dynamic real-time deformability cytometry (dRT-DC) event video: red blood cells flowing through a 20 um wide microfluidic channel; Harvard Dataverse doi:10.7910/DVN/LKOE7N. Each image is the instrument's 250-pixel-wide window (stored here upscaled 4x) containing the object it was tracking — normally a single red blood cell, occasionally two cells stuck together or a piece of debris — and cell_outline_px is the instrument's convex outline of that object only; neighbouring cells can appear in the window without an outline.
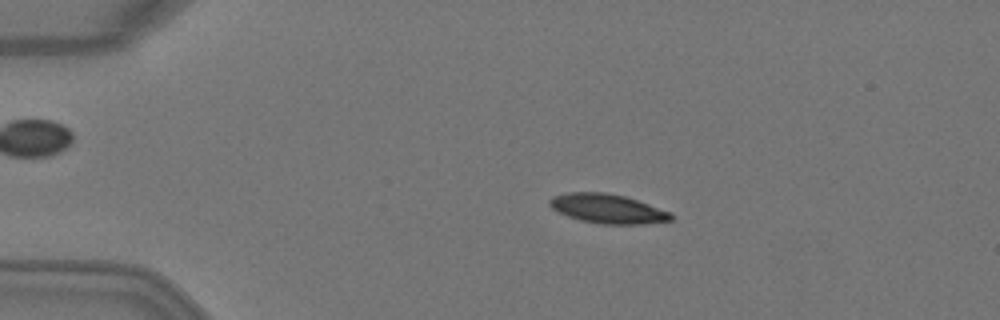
{"species": "Egyptian fruit bat (a non-hibernating species)", "species_latin": "Rousettus aegyptiacus", "temperature_condition": "warm", "stored_images_in_passage": 5, "camera_frame_rate_fps": 3000, "um_per_image_px": 0.085, "animal": {"sex": "female"}, "frame": {"image": 1, "passage_image": 2, "time_ms": 0.333, "image_size_px": [1000, 320], "cell_outline_px": [[672, 220], [644, 224], [600, 224], [580, 220], [568, 216], [552, 208], [548, 204], [548, 200], [552, 196], [568, 192], [604, 192], [624, 196], [672, 212]], "centroid_in_image_um": [51.63, 17.74], "position_along_channel_um": 33.4, "area_um2": 20.69}}